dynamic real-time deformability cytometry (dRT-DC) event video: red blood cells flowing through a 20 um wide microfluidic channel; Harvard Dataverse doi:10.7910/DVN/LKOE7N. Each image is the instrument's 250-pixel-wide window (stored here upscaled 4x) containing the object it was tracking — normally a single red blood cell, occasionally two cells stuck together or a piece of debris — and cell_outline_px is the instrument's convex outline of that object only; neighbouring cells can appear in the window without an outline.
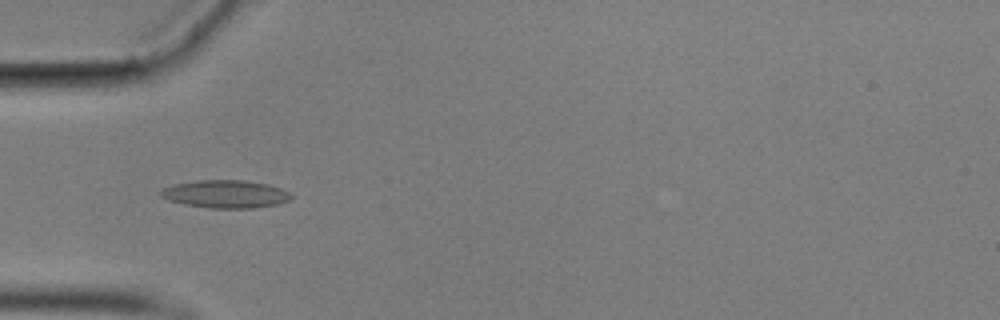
{"species": "common noctule bat (a hibernating species)", "species_latin": "Nyctalus noctula", "temperature_condition": "cold", "stored_images_in_passage": 57, "camera_frame_rate_fps": 3000, "um_per_image_px": 0.085, "animal": {"sex": "male", "body_mass_g": 17.9}, "frame": {"image": 1, "passage_image": 18, "time_ms": 5.667, "image_size_px": [1000, 320], "cell_outline_px": [[292, 200], [276, 204], [252, 208], [212, 208], [184, 204], [168, 200], [160, 196], [160, 192], [164, 188], [176, 184], [196, 180], [244, 180], [268, 184], [280, 188], [288, 192], [292, 196]], "centroid_in_image_um": [19.18, 16.49], "position_along_channel_um": 65.8, "area_um2": 21.04}}
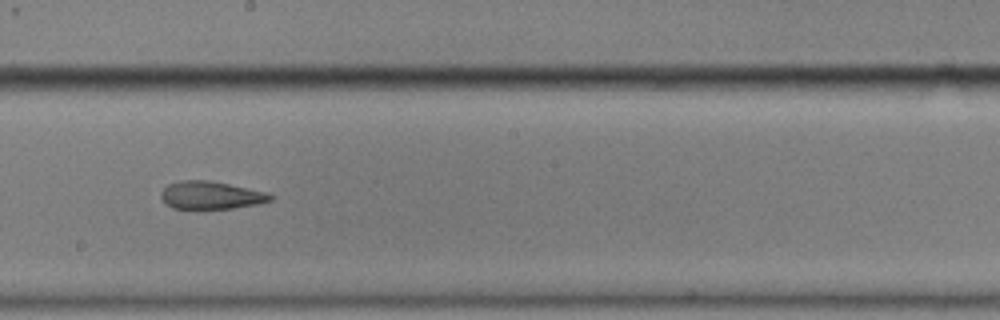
{"frame": {"image": 2, "passage_image": 32, "time_ms": 10.333, "image_size_px": [1000, 320], "cell_outline_px": [[272, 200], [256, 204], [232, 208], [172, 208], [160, 196], [160, 192], [168, 184], [180, 180], [208, 180], [268, 192], [272, 196]], "centroid_in_image_um": [17.92, 16.58], "position_along_channel_um": 230.3, "area_um2": 17.46}}
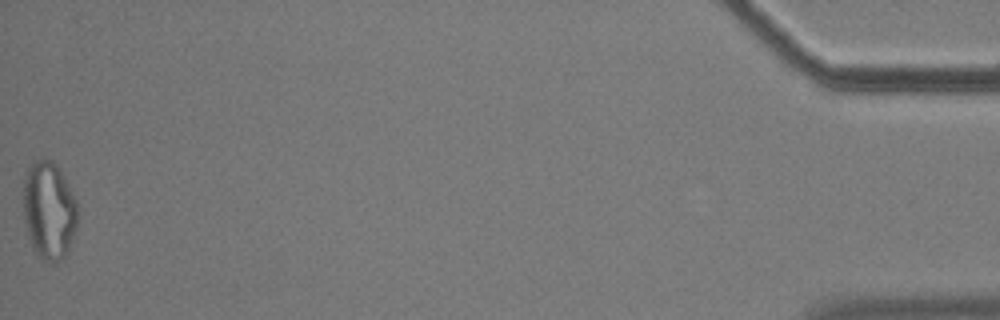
{"frame": {"image": 3, "passage_image": 57, "time_ms": 18.667, "image_size_px": [1000, 320], "cell_outline_px": [[76, 228], [68, 248], [64, 256], [56, 264], [44, 260], [32, 248], [24, 224], [24, 172], [32, 160], [40, 156], [52, 160], [56, 164], [68, 184], [76, 200]], "centroid_in_image_um": [4.12, 17.83], "position_along_channel_um": 431.1, "area_um2": 31.15}, "authors_computed_cell_mechanics": {"area_um2": 19.4208, "velocity_mm_per_s": 3.5301, "shape_relaxation_time_tau1_ms": null, "shape_relaxation_time_tau2_ms": 3.6777, "deformation_change_tau1": null, "deformation_change_tau2": 0.1204}}